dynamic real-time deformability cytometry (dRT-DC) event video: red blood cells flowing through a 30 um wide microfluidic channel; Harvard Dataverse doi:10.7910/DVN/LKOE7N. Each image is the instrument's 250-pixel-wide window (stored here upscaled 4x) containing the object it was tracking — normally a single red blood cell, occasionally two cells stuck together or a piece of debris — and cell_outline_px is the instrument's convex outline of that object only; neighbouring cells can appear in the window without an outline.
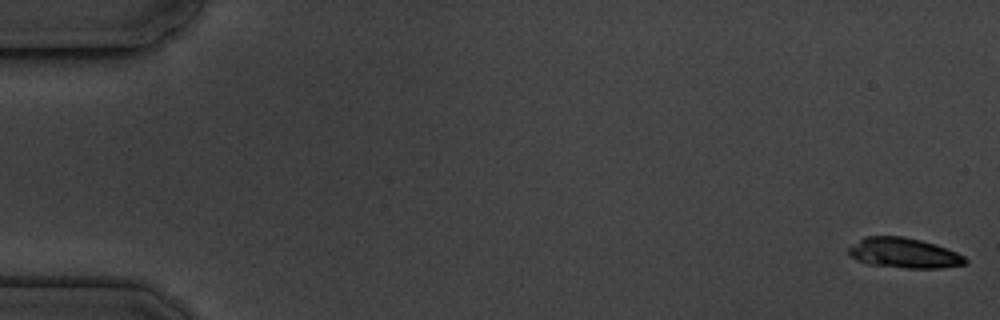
{"species": "common noctule bat (a hibernating species)", "species_latin": "Nyctalus noctula", "temperature_condition": "cold", "stored_images_in_passage": 17, "camera_frame_rate_fps": 3000, "um_per_image_px": 0.085, "animal": {"sex": "male", "body_mass_g": 19.5, "forearm_length_mm": 54.6}, "frame": {"image": 1, "passage_image": 1, "time_ms": 0.0, "image_size_px": [1000, 320], "cell_outline_px": [[968, 260], [964, 264], [940, 268], [904, 268], [868, 264], [856, 260], [848, 252], [848, 248], [864, 236], [904, 236], [936, 244], [956, 252], [964, 256]], "centroid_in_image_um": [76.82, 21.5], "position_along_channel_um": 8.2, "area_um2": 20.46}}
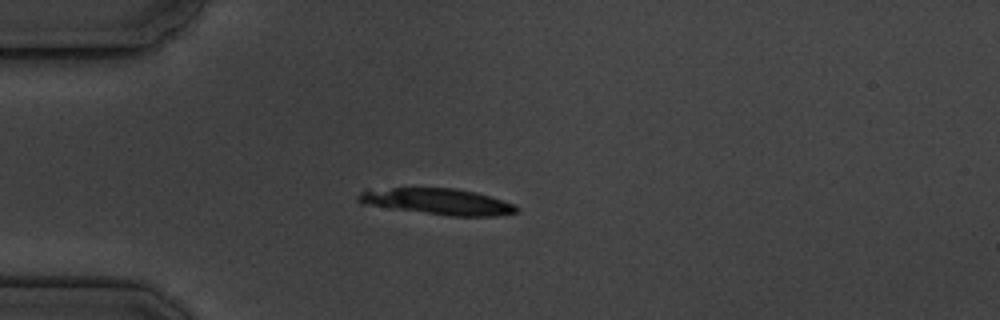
{"frame": {"image": 2, "passage_image": 5, "time_ms": 4.667, "image_size_px": [1000, 320], "cell_outline_px": [[520, 208], [516, 212], [496, 216], [452, 216], [360, 204], [356, 200], [356, 196], [360, 192], [392, 188], [452, 188], [476, 192], [516, 204]], "centroid_in_image_um": [37.23, 17.14], "position_along_channel_um": 47.8, "area_um2": 23.93}}
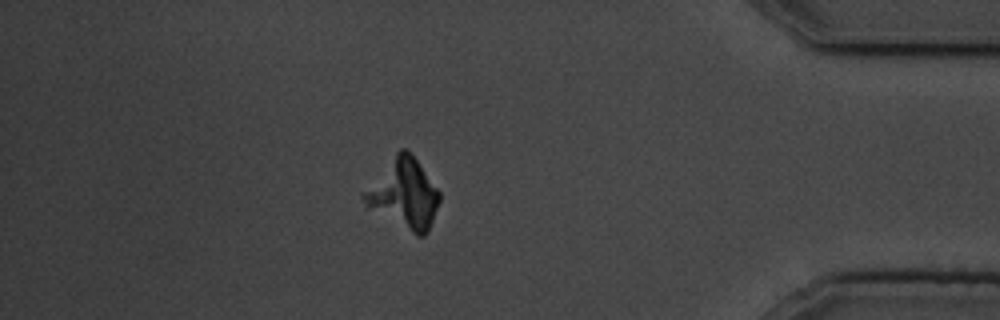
{"frame": {"image": 3, "passage_image": 15, "time_ms": 16.0, "image_size_px": [1000, 320], "cell_outline_px": [[440, 200], [428, 232], [424, 236], [416, 236], [368, 208], [364, 204], [360, 196], [396, 152], [400, 148], [404, 148], [412, 152], [440, 192]], "centroid_in_image_um": [34.34, 16.49], "position_along_channel_um": 400.9, "area_um2": 30.52}}